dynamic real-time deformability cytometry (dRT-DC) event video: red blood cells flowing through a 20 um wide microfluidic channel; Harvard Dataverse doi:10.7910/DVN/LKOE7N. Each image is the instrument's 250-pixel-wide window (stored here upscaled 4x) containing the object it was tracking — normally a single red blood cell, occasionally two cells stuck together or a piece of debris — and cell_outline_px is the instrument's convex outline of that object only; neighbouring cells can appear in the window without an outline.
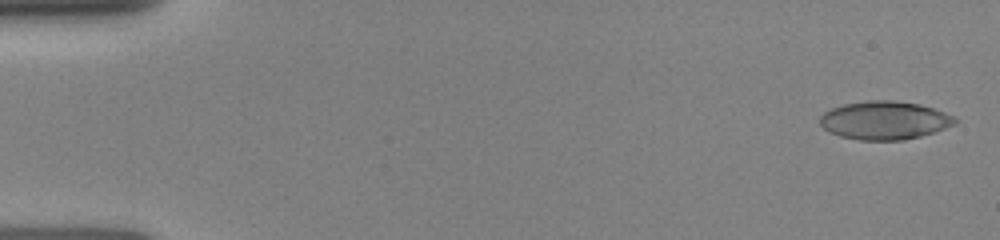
{"species": "human", "species_latin": "Homo sapiens", "temperature_condition": "room temperature", "stored_images_in_passage": 45, "camera_frame_rate_fps": 3000, "um_per_image_px": 0.085, "donor": {"sex": "female"}, "frame": {"image": 1, "passage_image": 2, "time_ms": 0.333, "image_size_px": [1000, 240], "cell_outline_px": [[956, 124], [920, 136], [904, 140], [860, 140], [840, 136], [824, 128], [820, 124], [820, 116], [824, 112], [832, 108], [844, 104], [868, 100], [892, 100], [920, 104], [956, 116]], "centroid_in_image_um": [75.19, 10.22], "position_along_channel_um": 9.8, "area_um2": 30.0}}
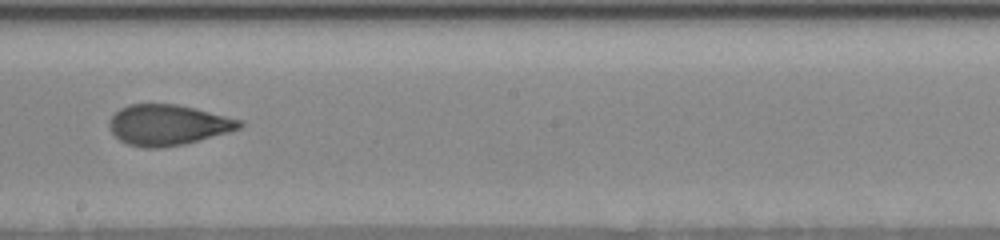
{"frame": {"image": 2, "passage_image": 25, "time_ms": 9.0, "image_size_px": [1000, 240], "cell_outline_px": [[244, 124], [240, 128], [228, 132], [184, 144], [160, 148], [144, 148], [128, 144], [120, 140], [112, 132], [108, 124], [108, 120], [120, 108], [128, 104], [176, 104], [196, 108], [244, 120]], "centroid_in_image_um": [14.28, 10.61], "position_along_channel_um": 233.9, "area_um2": 30.92}}
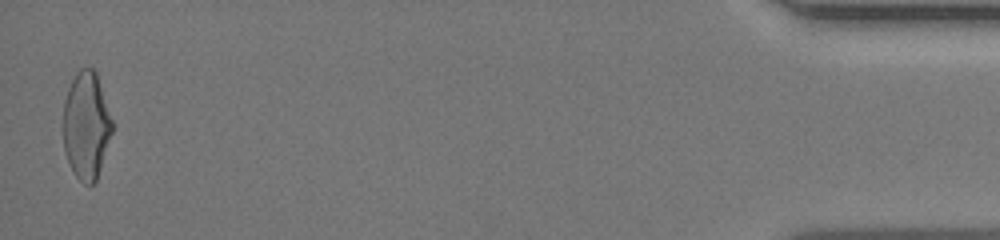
{"frame": {"image": 3, "passage_image": 45, "time_ms": 15.667, "image_size_px": [1000, 240], "cell_outline_px": [[112, 132], [96, 180], [92, 184], [84, 184], [76, 176], [68, 164], [64, 148], [64, 100], [68, 88], [76, 72], [80, 68], [92, 68], [96, 72], [112, 120]], "centroid_in_image_um": [7.32, 10.66], "position_along_channel_um": 427.9, "area_um2": 30.29}}